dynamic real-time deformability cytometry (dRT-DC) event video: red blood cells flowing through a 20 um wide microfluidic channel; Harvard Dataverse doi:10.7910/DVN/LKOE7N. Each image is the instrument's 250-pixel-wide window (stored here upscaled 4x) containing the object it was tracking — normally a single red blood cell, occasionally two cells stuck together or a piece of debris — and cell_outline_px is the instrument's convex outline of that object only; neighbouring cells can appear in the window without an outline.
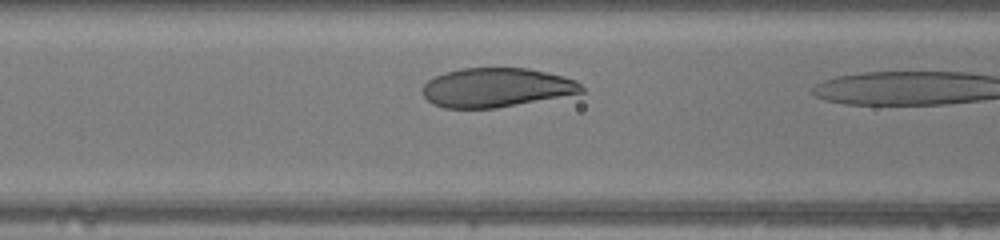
{"species": "human", "species_latin": "Homo sapiens", "temperature_condition": "warm", "stored_images_in_passage": 8, "camera_frame_rate_fps": 3000, "um_per_image_px": 0.085, "donor": {"sex": "female"}, "frame": {"image": 1, "passage_image": 7, "time_ms": 2.0, "image_size_px": [1000, 240], "cell_outline_px": [[584, 92], [496, 108], [444, 108], [432, 104], [424, 96], [424, 84], [428, 80], [444, 72], [464, 68], [528, 68], [564, 76], [576, 80], [584, 88]], "centroid_in_image_um": [42.19, 7.44], "position_along_channel_um": 124.4, "area_um2": 36.07}}